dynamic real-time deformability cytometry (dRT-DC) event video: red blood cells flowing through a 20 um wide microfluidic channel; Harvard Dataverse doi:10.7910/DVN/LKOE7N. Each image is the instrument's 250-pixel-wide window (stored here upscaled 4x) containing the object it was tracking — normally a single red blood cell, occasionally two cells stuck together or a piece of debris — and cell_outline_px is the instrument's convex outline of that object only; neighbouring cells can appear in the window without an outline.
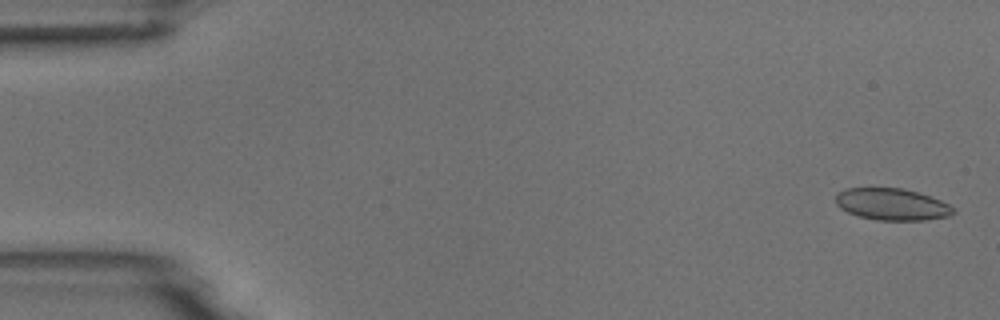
{"species": "common noctule bat (a hibernating species)", "species_latin": "Nyctalus noctula", "temperature_condition": "room temperature", "stored_images_in_passage": 2, "camera_frame_rate_fps": 3000, "um_per_image_px": 0.085, "animal": {"sex": "male", "body_mass_g": 18.8}, "frame": {"image": 1, "passage_image": 1, "time_ms": 0.0, "image_size_px": [1000, 320], "cell_outline_px": [[956, 212], [948, 216], [924, 220], [876, 220], [860, 216], [848, 212], [840, 208], [836, 204], [836, 192], [844, 188], [904, 188], [940, 200], [948, 204]], "centroid_in_image_um": [75.77, 17.36], "position_along_channel_um": 9.2, "area_um2": 21.68}}